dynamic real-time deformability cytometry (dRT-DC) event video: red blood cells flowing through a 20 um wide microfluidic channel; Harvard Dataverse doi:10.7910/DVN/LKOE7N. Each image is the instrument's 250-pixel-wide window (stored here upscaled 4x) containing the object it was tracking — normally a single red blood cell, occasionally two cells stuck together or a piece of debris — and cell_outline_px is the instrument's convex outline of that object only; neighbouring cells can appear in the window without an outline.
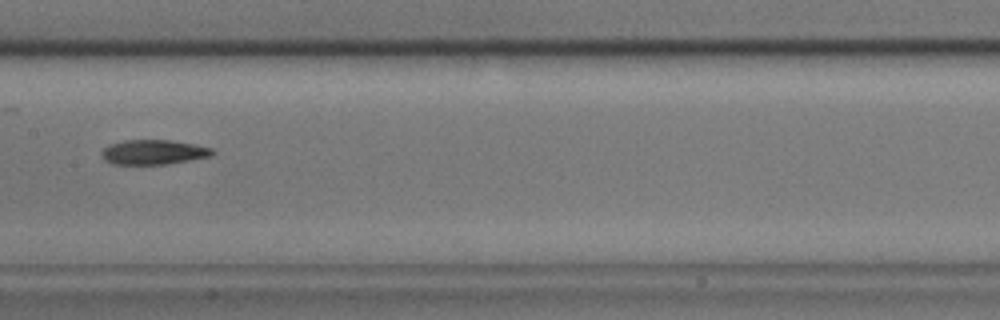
{"species": "common noctule bat (a hibernating species)", "species_latin": "Nyctalus noctula", "temperature_condition": "cold", "stored_images_in_passage": 6, "camera_frame_rate_fps": 3000, "um_per_image_px": 0.085, "animal": {"sex": "male", "body_mass_g": 17.9}, "frame": {"image": 1, "passage_image": 6, "time_ms": 1.667, "image_size_px": [1000, 320], "cell_outline_px": [[216, 152], [212, 156], [192, 160], [168, 164], [112, 164], [104, 160], [100, 152], [104, 148], [112, 144], [124, 140], [168, 140], [192, 144], [212, 148]], "centroid_in_image_um": [13.06, 12.94], "position_along_channel_um": 194.3, "area_um2": 15.95}}